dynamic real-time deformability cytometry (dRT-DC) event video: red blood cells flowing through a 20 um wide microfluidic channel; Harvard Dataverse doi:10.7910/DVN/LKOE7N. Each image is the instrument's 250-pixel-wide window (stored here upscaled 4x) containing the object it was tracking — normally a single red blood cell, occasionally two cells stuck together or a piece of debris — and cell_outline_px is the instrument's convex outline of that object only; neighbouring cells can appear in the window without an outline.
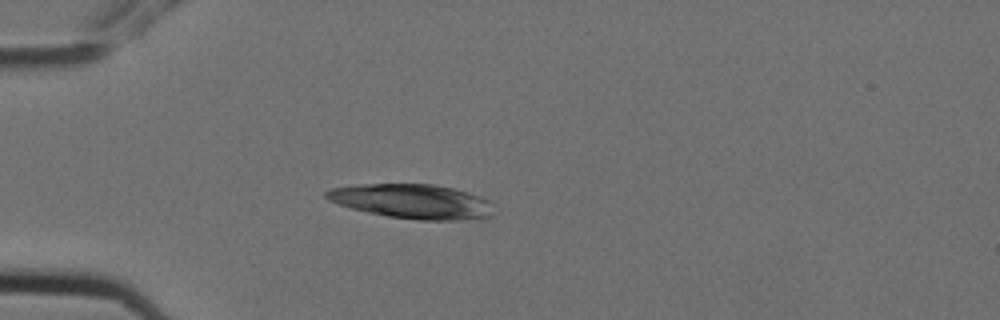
{"species": "Egyptian fruit bat (a non-hibernating species)", "species_latin": "Rousettus aegyptiacus", "temperature_condition": "cold", "stored_images_in_passage": 5, "camera_frame_rate_fps": 3000, "um_per_image_px": 0.085, "animal": {"sex": "female"}, "frame": {"image": 1, "passage_image": 5, "time_ms": 1.333, "image_size_px": [1000, 320], "cell_outline_px": [[496, 216], [460, 220], [416, 220], [388, 216], [368, 212], [352, 208], [328, 200], [324, 196], [324, 192], [328, 188], [356, 184], [432, 184], [452, 188], [468, 192], [480, 196], [488, 200], [492, 204], [496, 212]], "centroid_in_image_um": [35.07, 17.12], "position_along_channel_um": 49.9, "area_um2": 33.93}}